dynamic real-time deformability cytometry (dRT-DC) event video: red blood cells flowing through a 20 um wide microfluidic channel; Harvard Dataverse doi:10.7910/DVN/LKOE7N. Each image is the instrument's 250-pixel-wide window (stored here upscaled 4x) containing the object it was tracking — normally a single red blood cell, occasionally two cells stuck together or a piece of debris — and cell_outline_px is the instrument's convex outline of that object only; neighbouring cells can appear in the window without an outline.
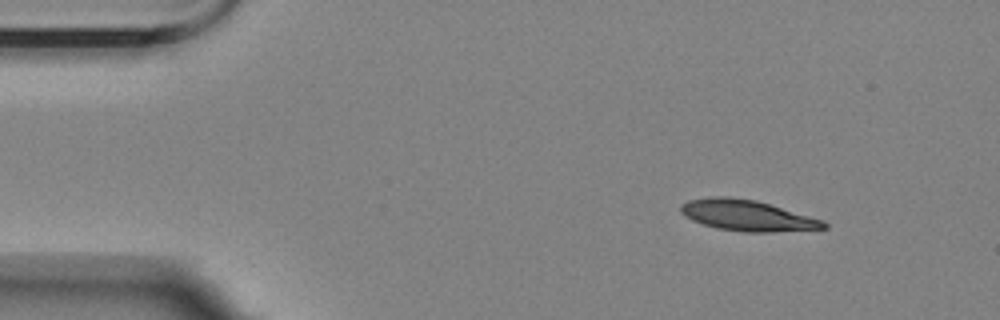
{"species": "Egyptian fruit bat (a non-hibernating species)", "species_latin": "Rousettus aegyptiacus", "temperature_condition": "room temperature", "stored_images_in_passage": 4, "camera_frame_rate_fps": 3000, "um_per_image_px": 0.085, "animal": {"sex": "female"}, "frame": {"image": 1, "passage_image": 1, "time_ms": 0.0, "image_size_px": [1000, 320], "cell_outline_px": [[828, 228], [772, 232], [744, 232], [716, 228], [692, 220], [684, 216], [680, 212], [680, 204], [688, 200], [712, 196], [728, 196], [756, 200], [824, 220], [828, 224]], "centroid_in_image_um": [63.5, 18.31], "position_along_channel_um": 21.5, "area_um2": 25.84}}
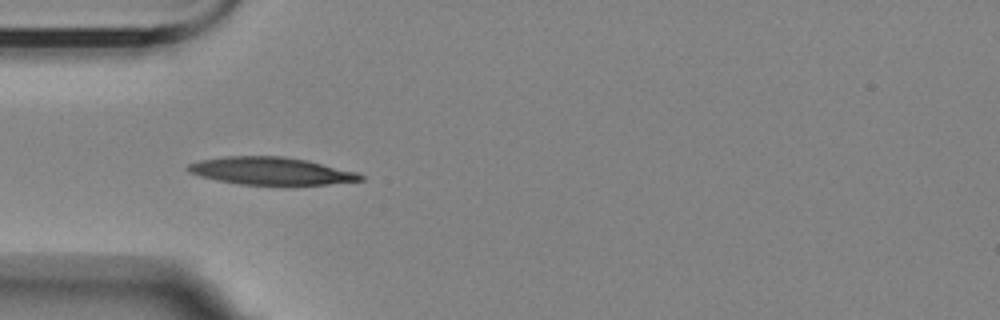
{"frame": {"image": 2, "passage_image": 3, "time_ms": 3.333, "image_size_px": [1000, 320], "cell_outline_px": [[364, 180], [328, 184], [240, 184], [216, 180], [200, 176], [188, 172], [184, 168], [188, 164], [200, 160], [224, 156], [284, 156], [308, 160], [356, 172], [364, 176]], "centroid_in_image_um": [22.99, 14.52], "position_along_channel_um": 62.0, "area_um2": 27.57}}
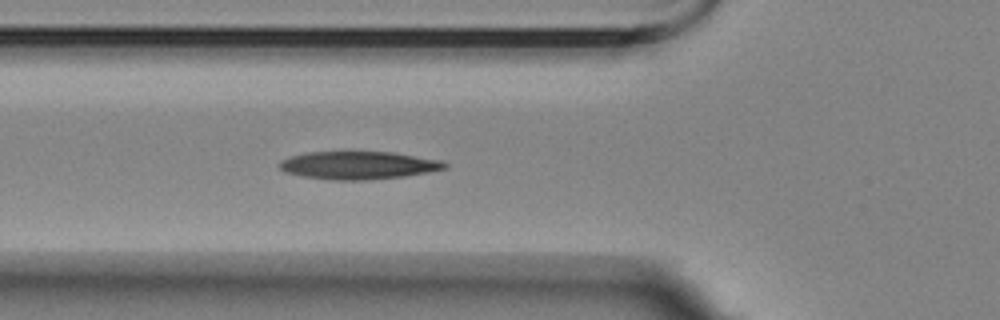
{"frame": {"image": 3, "passage_image": 4, "time_ms": 4.333, "image_size_px": [1000, 320], "cell_outline_px": [[448, 168], [404, 176], [368, 180], [332, 180], [304, 176], [284, 172], [280, 168], [280, 160], [288, 156], [304, 152], [392, 152], [440, 160], [448, 164]], "centroid_in_image_um": [30.43, 14.04], "position_along_channel_um": 95.4, "area_um2": 26.82}}